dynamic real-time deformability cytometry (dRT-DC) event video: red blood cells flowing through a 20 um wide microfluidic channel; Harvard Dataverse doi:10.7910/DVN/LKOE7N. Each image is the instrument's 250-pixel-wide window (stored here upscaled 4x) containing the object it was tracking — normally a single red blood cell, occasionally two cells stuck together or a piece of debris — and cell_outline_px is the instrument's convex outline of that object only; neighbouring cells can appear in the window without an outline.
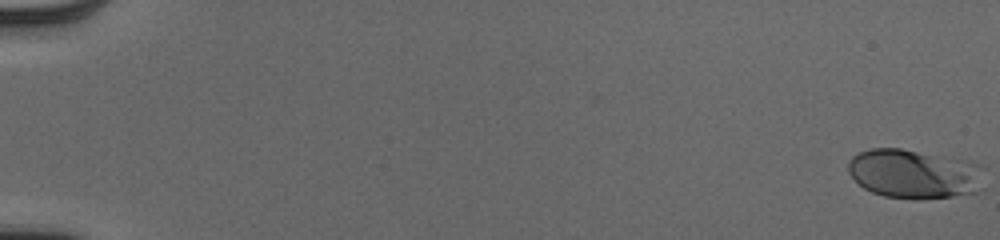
{"species": "human", "species_latin": "Homo sapiens", "temperature_condition": "cold", "stored_images_in_passage": 51, "camera_frame_rate_fps": 3000, "um_per_image_px": 0.085, "donor": {"sex": "male"}, "frame": {"image": 1, "passage_image": 1, "time_ms": 0.0, "image_size_px": [1000, 240], "cell_outline_px": [[984, 188], [980, 192], [952, 196], [884, 196], [872, 192], [864, 188], [848, 172], [848, 160], [852, 156], [860, 152], [872, 148], [900, 148], [960, 160], [976, 164]], "centroid_in_image_um": [77.64, 14.75], "position_along_channel_um": 7.4, "area_um2": 37.57}}
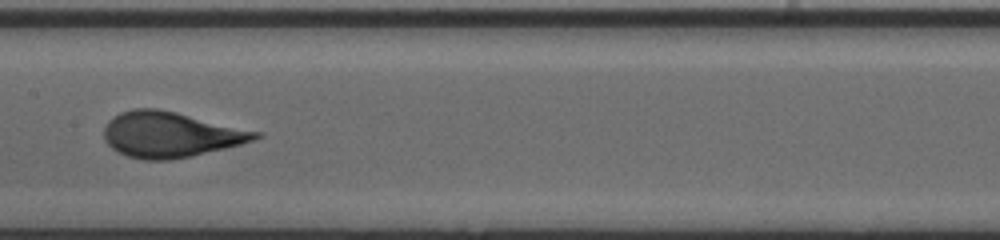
{"frame": {"image": 2, "passage_image": 30, "time_ms": 9.667, "image_size_px": [1000, 240], "cell_outline_px": [[264, 136], [240, 144], [192, 156], [168, 160], [144, 160], [128, 156], [112, 148], [104, 140], [104, 128], [108, 120], [112, 116], [120, 112], [132, 108], [156, 108], [176, 112], [264, 132]], "centroid_in_image_um": [14.5, 11.42], "position_along_channel_um": 192.9, "area_um2": 40.29}}
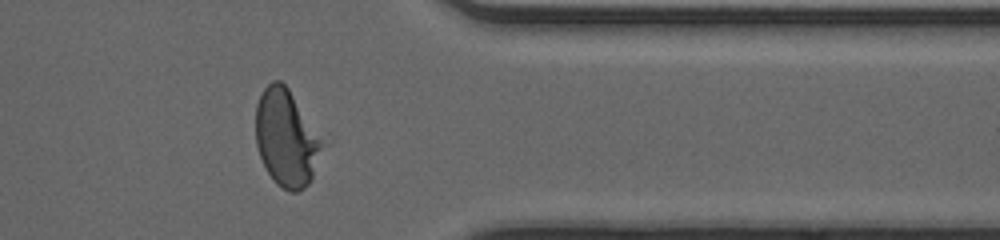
{"frame": {"image": 3, "passage_image": 45, "time_ms": 14.667, "image_size_px": [1000, 240], "cell_outline_px": [[328, 144], [312, 180], [304, 188], [296, 192], [288, 192], [276, 184], [272, 180], [260, 156], [256, 144], [256, 104], [264, 88], [272, 80], [280, 80], [288, 88], [328, 132]], "centroid_in_image_um": [24.51, 11.71], "position_along_channel_um": 386.9, "area_um2": 40.23}}